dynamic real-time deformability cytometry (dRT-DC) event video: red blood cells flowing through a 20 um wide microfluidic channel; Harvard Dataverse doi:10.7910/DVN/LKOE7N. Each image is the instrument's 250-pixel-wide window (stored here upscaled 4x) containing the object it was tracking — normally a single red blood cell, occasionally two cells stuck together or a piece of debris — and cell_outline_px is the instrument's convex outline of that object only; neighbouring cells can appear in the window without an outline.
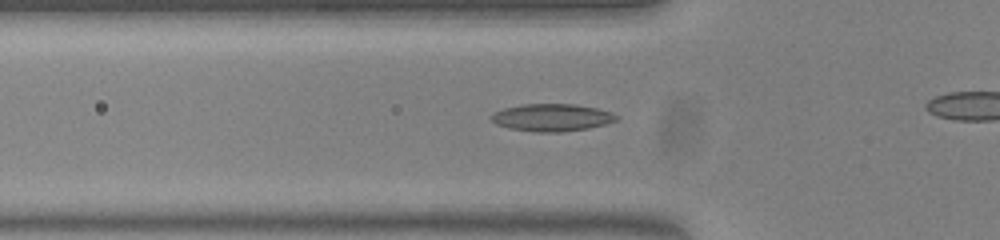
{"species": "common noctule bat (a hibernating species)", "species_latin": "Nyctalus noctula", "temperature_condition": "warm", "stored_images_in_passage": 38, "camera_frame_rate_fps": 3000, "um_per_image_px": 0.085, "animal": {"sex": "female", "body_mass_g": 23.0, "forearm_length_mm": 53.4}, "frame": {"image": 1, "passage_image": 9, "time_ms": 2.667, "image_size_px": [1000, 240], "cell_outline_px": [[620, 116], [616, 120], [604, 124], [588, 128], [560, 132], [536, 132], [508, 128], [496, 124], [488, 116], [504, 108], [520, 104], [576, 104], [596, 108], [612, 112]], "centroid_in_image_um": [46.9, 9.98], "position_along_channel_um": 78.9, "area_um2": 20.0}}
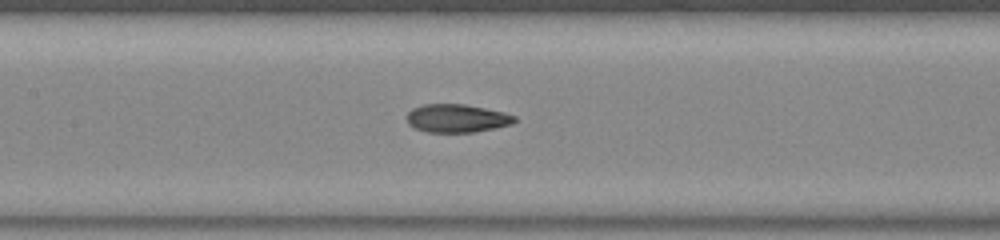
{"frame": {"image": 2, "passage_image": 16, "time_ms": 5.0, "image_size_px": [1000, 240], "cell_outline_px": [[516, 120], [512, 124], [496, 128], [472, 132], [428, 132], [416, 128], [408, 124], [404, 116], [412, 108], [424, 104], [464, 104], [504, 112], [516, 116]], "centroid_in_image_um": [38.81, 10.05], "position_along_channel_um": 168.6, "area_um2": 17.8}}
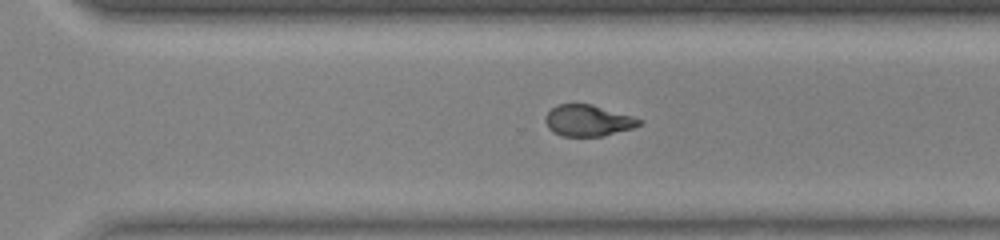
{"frame": {"image": 3, "passage_image": 28, "time_ms": 9.0, "image_size_px": [1000, 240], "cell_outline_px": [[644, 120], [640, 124], [632, 128], [604, 136], [560, 136], [552, 132], [548, 128], [544, 120], [544, 116], [556, 104], [592, 104], [632, 116]], "centroid_in_image_um": [49.94, 10.25], "position_along_channel_um": 320.7, "area_um2": 17.22}, "authors_computed_cell_mechanics": {"area_um2": 17.9758, "velocity_mm_per_s": 3.8089, "shape_relaxation_time_tau1_ms": null, "shape_relaxation_time_tau2_ms": 1.6441, "deformation_change_tau1": null, "deformation_change_tau2": 0.0763}}